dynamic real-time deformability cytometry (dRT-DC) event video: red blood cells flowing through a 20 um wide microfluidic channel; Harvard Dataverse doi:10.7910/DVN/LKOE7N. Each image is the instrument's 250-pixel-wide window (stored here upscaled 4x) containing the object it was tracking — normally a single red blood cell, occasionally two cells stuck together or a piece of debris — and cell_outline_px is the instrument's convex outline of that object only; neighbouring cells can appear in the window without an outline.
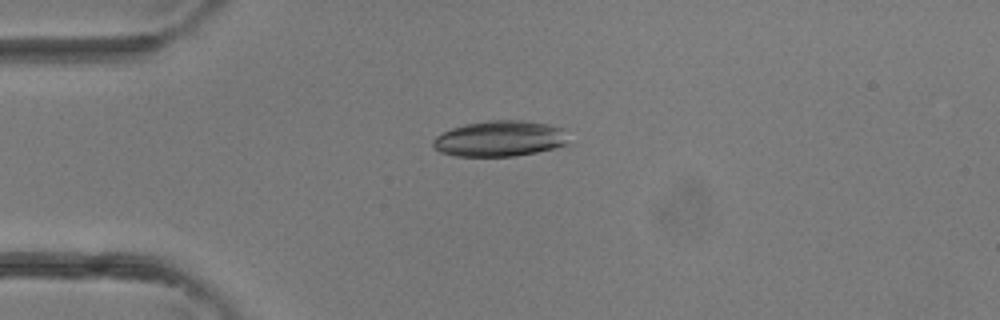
{"species": "common noctule bat (a hibernating species)", "species_latin": "Nyctalus noctula", "temperature_condition": "room temperature", "stored_images_in_passage": 1, "camera_frame_rate_fps": 3000, "um_per_image_px": 0.085, "animal": {"sex": "female"}, "frame": {"image": 1, "passage_image": 1, "time_ms": 0.0, "image_size_px": [1000, 320], "cell_outline_px": [[572, 144], [556, 148], [516, 156], [456, 156], [440, 152], [432, 144], [432, 140], [436, 136], [452, 128], [464, 124], [488, 120], [524, 120], [548, 124], [564, 128]], "centroid_in_image_um": [42.56, 11.78], "position_along_channel_um": 42.4, "area_um2": 28.67}}